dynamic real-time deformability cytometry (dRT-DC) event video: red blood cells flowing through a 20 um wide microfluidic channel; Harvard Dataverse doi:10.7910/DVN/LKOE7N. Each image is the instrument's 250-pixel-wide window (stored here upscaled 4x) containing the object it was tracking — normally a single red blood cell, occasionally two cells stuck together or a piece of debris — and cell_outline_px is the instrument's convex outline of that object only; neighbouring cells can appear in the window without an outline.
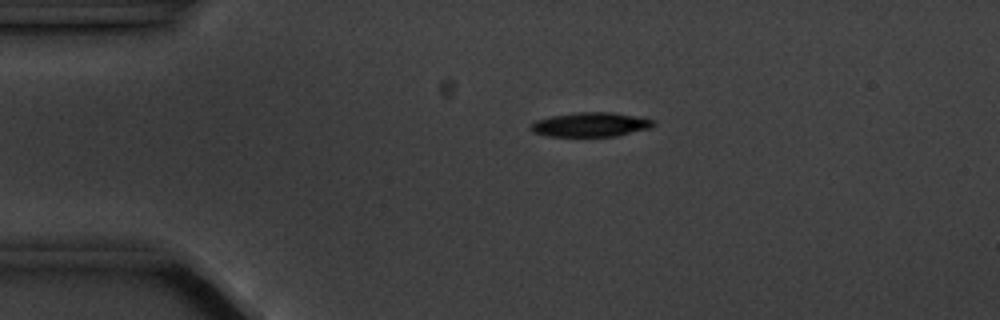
{"species": "common noctule bat (a hibernating species)", "species_latin": "Nyctalus noctula", "temperature_condition": "cold", "stored_images_in_passage": 3, "camera_frame_rate_fps": 3000, "um_per_image_px": 0.085, "animal": {"sex": "male", "body_mass_g": 20.1, "forearm_length_mm": 53.5}, "frame": {"image": 1, "passage_image": 2, "time_ms": 2.333, "image_size_px": [1000, 320], "cell_outline_px": [[656, 124], [648, 128], [616, 136], [548, 136], [532, 132], [528, 128], [528, 124], [536, 120], [552, 116], [576, 112], [612, 112], [652, 120]], "centroid_in_image_um": [50.1, 10.59], "position_along_channel_um": 34.9, "area_um2": 17.22}}